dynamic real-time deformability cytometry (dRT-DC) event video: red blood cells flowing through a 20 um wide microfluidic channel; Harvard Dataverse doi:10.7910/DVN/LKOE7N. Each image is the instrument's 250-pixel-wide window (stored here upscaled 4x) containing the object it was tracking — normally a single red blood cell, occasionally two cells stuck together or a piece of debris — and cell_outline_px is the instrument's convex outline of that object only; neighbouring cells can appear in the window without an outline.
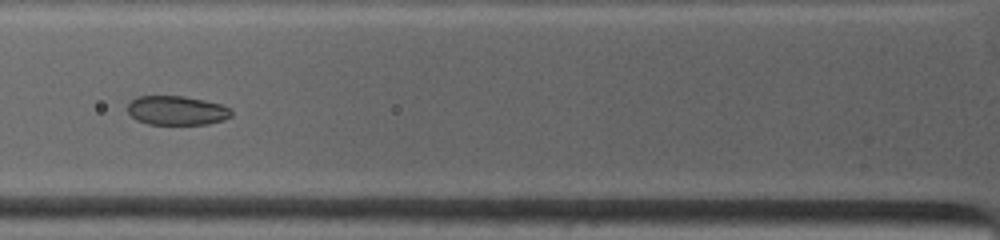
{"species": "common noctule bat (a hibernating species)", "species_latin": "Nyctalus noctula", "temperature_condition": "warm", "stored_images_in_passage": 4, "camera_frame_rate_fps": 4500, "um_per_image_px": 0.085, "animal": {"sex": "female", "body_mass_g": 19.0, "forearm_length_mm": 53.3}, "frame": {"image": 1, "passage_image": 2, "time_ms": 0.889, "image_size_px": [1000, 240], "cell_outline_px": [[232, 116], [224, 120], [208, 124], [148, 124], [136, 120], [128, 112], [128, 104], [136, 96], [184, 96], [204, 100], [220, 104], [232, 108]], "centroid_in_image_um": [15.05, 9.39], "position_along_channel_um": 110.8, "area_um2": 17.74}}
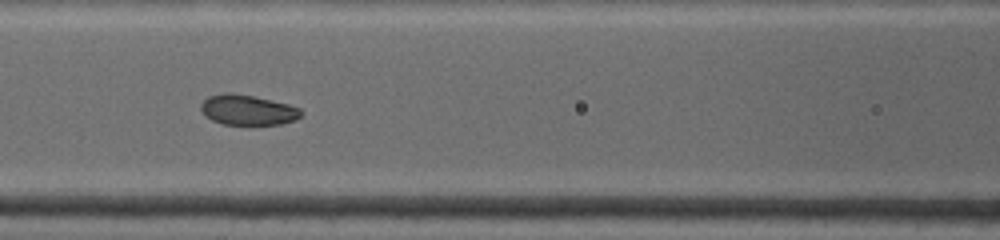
{"frame": {"image": 2, "passage_image": 3, "time_ms": 1.778, "image_size_px": [1000, 240], "cell_outline_px": [[304, 112], [296, 120], [280, 124], [224, 124], [212, 120], [204, 116], [200, 108], [200, 104], [208, 96], [224, 92], [232, 92], [256, 96], [288, 104], [300, 108]], "centroid_in_image_um": [21.04, 9.33], "position_along_channel_um": 145.6, "area_um2": 17.86}}
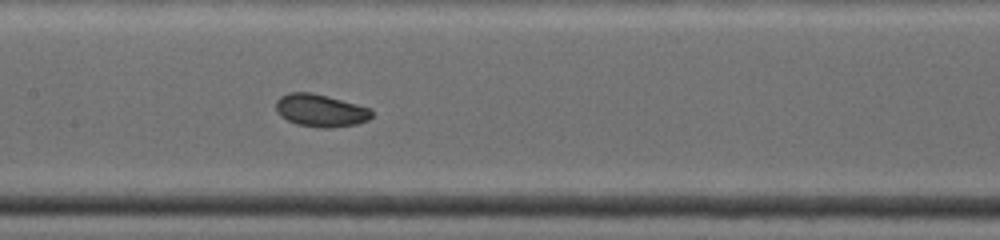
{"frame": {"image": 3, "passage_image": 4, "time_ms": 2.667, "image_size_px": [1000, 240], "cell_outline_px": [[372, 116], [368, 120], [356, 124], [328, 128], [320, 128], [296, 124], [280, 116], [276, 112], [276, 100], [280, 96], [288, 92], [312, 92], [328, 96], [372, 108]], "centroid_in_image_um": [27.23, 9.38], "position_along_channel_um": 180.2, "area_um2": 18.38}}